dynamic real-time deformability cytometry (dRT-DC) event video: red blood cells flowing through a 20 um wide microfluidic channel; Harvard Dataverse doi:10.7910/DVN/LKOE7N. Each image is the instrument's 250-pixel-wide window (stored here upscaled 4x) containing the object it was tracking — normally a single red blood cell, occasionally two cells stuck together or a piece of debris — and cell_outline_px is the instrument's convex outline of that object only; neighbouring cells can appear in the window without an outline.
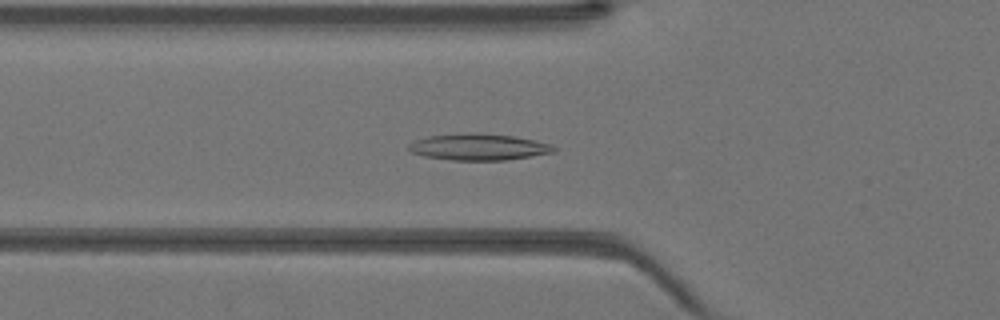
{"species": "Egyptian fruit bat (a non-hibernating species)", "species_latin": "Rousettus aegyptiacus", "temperature_condition": "warm", "stored_images_in_passage": 17, "camera_frame_rate_fps": 3000, "um_per_image_px": 0.085, "animal": {"sex": "female"}, "frame": {"image": 1, "passage_image": 6, "time_ms": 1.667, "image_size_px": [1000, 320], "cell_outline_px": [[556, 152], [504, 160], [452, 160], [424, 156], [412, 152], [408, 148], [408, 144], [416, 140], [428, 136], [476, 132], [512, 136], [536, 140], [552, 144], [556, 148]], "centroid_in_image_um": [40.71, 12.49], "position_along_channel_um": 85.1, "area_um2": 22.31}}
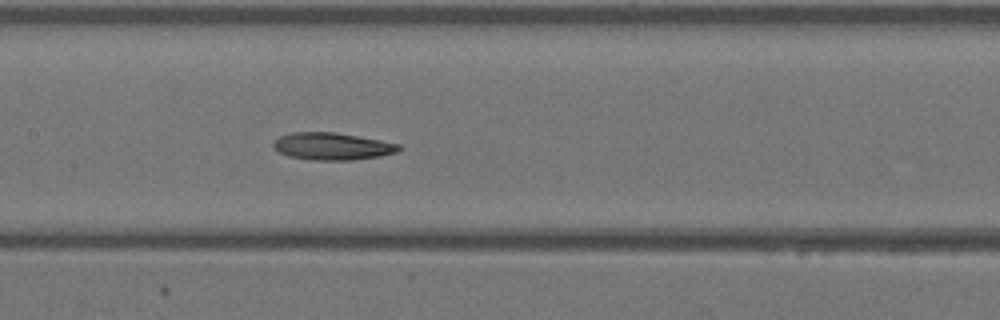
{"frame": {"image": 2, "passage_image": 12, "time_ms": 3.667, "image_size_px": [1000, 320], "cell_outline_px": [[400, 148], [396, 152], [380, 156], [352, 160], [312, 160], [288, 156], [272, 148], [272, 144], [280, 136], [292, 132], [332, 132], [380, 140], [400, 144]], "centroid_in_image_um": [28.21, 12.44], "position_along_channel_um": 179.2, "area_um2": 19.77}}
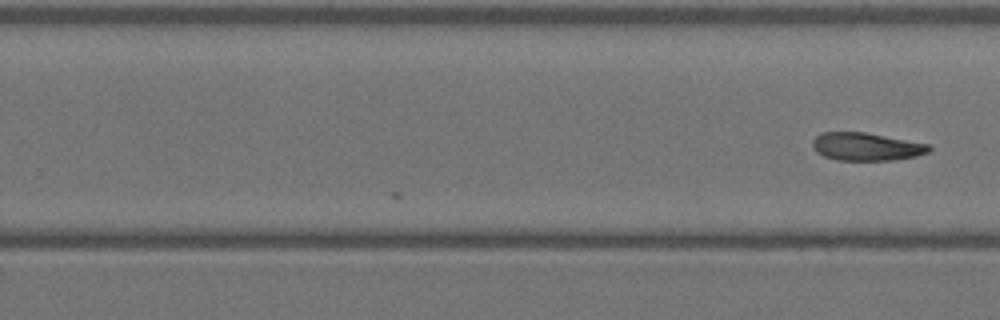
{"frame": {"image": 3, "passage_image": 17, "time_ms": 5.333, "image_size_px": [1000, 320], "cell_outline_px": [[932, 148], [928, 152], [916, 156], [892, 160], [836, 160], [824, 156], [816, 152], [812, 148], [812, 140], [820, 132], [864, 132], [932, 144]], "centroid_in_image_um": [73.63, 12.46], "position_along_channel_um": 256.2, "area_um2": 19.13}}